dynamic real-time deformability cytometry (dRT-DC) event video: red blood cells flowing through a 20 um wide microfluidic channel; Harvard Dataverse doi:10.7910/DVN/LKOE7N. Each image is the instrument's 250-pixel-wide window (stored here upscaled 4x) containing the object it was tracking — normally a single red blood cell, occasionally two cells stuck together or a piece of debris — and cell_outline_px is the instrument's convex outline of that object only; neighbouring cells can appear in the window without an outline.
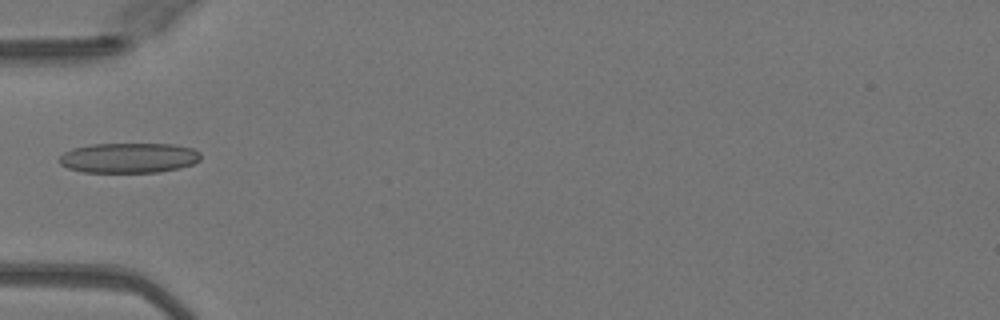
{"species": "Egyptian fruit bat (a non-hibernating species)", "species_latin": "Rousettus aegyptiacus", "temperature_condition": "warm", "stored_images_in_passage": 27, "camera_frame_rate_fps": 3000, "um_per_image_px": 0.085, "animal": {"sex": "female"}, "frame": {"image": 1, "passage_image": 1, "time_ms": 0.0, "image_size_px": [1000, 320], "cell_outline_px": [[200, 160], [192, 164], [180, 168], [160, 172], [84, 172], [68, 168], [60, 164], [60, 156], [64, 152], [72, 148], [92, 144], [172, 144], [192, 148], [200, 152]], "centroid_in_image_um": [10.96, 13.42], "position_along_channel_um": 74.0, "area_um2": 24.8}}
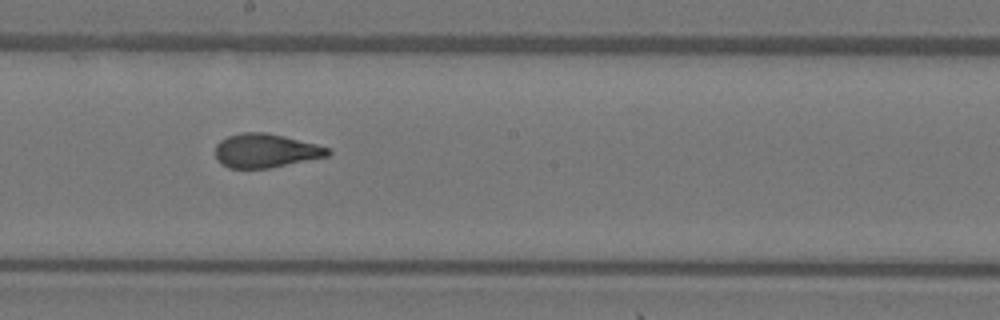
{"frame": {"image": 2, "passage_image": 12, "time_ms": 3.667, "image_size_px": [1000, 320], "cell_outline_px": [[332, 152], [328, 156], [268, 168], [228, 168], [220, 164], [216, 156], [216, 144], [220, 140], [228, 136], [240, 132], [264, 132], [284, 136], [316, 144], [328, 148]], "centroid_in_image_um": [22.55, 12.8], "position_along_channel_um": 225.7, "area_um2": 22.14}}
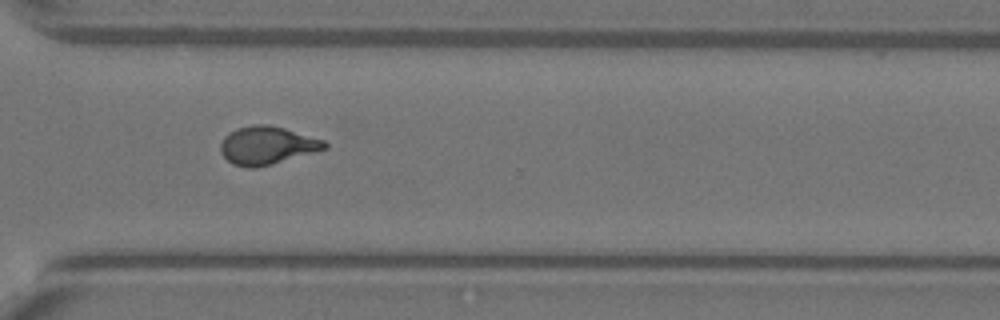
{"frame": {"image": 3, "passage_image": 21, "time_ms": 6.667, "image_size_px": [1000, 320], "cell_outline_px": [[328, 148], [272, 164], [256, 168], [248, 168], [232, 164], [220, 152], [220, 144], [224, 136], [228, 132], [236, 128], [252, 124], [268, 124], [284, 128], [324, 140], [328, 144]], "centroid_in_image_um": [22.67, 12.35], "position_along_channel_um": 347.9, "area_um2": 23.18}}